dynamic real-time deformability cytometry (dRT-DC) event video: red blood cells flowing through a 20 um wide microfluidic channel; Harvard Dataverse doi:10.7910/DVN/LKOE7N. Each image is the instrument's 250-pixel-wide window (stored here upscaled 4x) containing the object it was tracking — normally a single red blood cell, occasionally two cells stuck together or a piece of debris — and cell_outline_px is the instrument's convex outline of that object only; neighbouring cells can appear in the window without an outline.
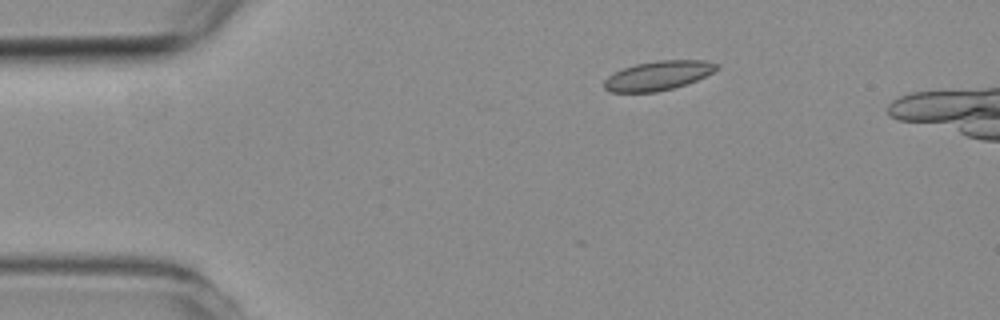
{"species": "common noctule bat (a hibernating species)", "species_latin": "Nyctalus noctula", "temperature_condition": "room temperature", "stored_images_in_passage": 6, "camera_frame_rate_fps": 3000, "um_per_image_px": 0.085, "animal": {"sex": "female", "body_mass_g": 19.3, "forearm_length_mm": 54.1}, "frame": {"image": 1, "passage_image": 6, "time_ms": 5.667, "image_size_px": [1000, 320], "cell_outline_px": [[720, 68], [696, 80], [672, 88], [656, 92], [612, 92], [604, 88], [604, 80], [608, 76], [624, 68], [636, 64], [660, 60], [704, 60], [720, 64]], "centroid_in_image_um": [55.95, 6.42], "position_along_channel_um": 29.0, "area_um2": 18.96}}